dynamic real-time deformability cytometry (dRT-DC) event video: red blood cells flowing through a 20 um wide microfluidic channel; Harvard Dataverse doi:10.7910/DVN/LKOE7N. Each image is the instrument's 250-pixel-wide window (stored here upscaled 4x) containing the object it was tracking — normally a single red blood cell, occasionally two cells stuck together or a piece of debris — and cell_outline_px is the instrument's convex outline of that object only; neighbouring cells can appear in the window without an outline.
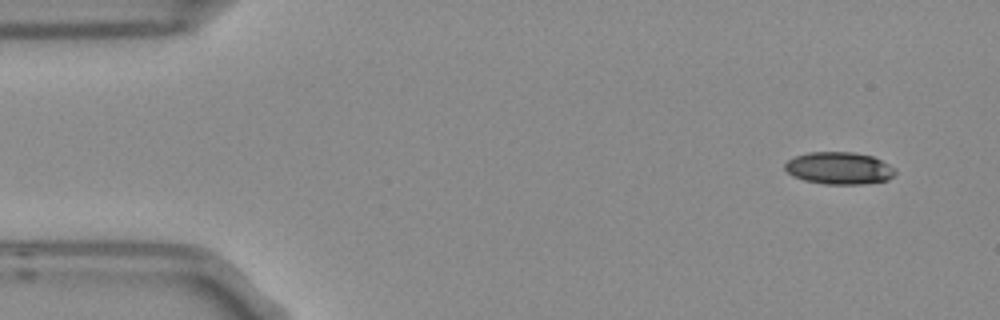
{"species": "Egyptian fruit bat (a non-hibernating species)", "species_latin": "Rousettus aegyptiacus", "temperature_condition": "room temperature", "stored_images_in_passage": 4, "camera_frame_rate_fps": 3000, "um_per_image_px": 0.085, "frame": {"image": 1, "passage_image": 1, "time_ms": 0.0, "image_size_px": [1000, 320], "cell_outline_px": [[896, 172], [888, 180], [864, 184], [824, 184], [804, 180], [792, 176], [784, 168], [784, 164], [788, 160], [796, 156], [808, 152], [852, 152], [872, 156], [896, 168]], "centroid_in_image_um": [71.32, 14.3], "position_along_channel_um": 13.7, "area_um2": 20.75}}
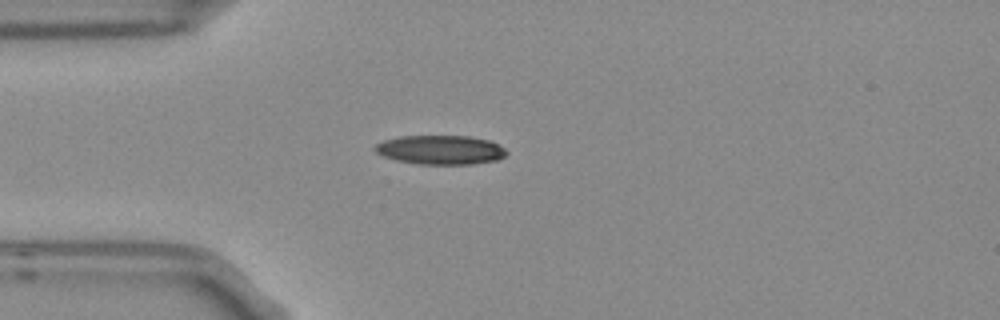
{"frame": {"image": 2, "passage_image": 4, "time_ms": 1.0, "image_size_px": [1000, 320], "cell_outline_px": [[508, 152], [500, 160], [472, 164], [416, 164], [396, 160], [380, 156], [372, 148], [376, 144], [384, 140], [400, 136], [468, 136], [488, 140], [500, 144]], "centroid_in_image_um": [37.43, 12.74], "position_along_channel_um": 47.6, "area_um2": 22.6}}